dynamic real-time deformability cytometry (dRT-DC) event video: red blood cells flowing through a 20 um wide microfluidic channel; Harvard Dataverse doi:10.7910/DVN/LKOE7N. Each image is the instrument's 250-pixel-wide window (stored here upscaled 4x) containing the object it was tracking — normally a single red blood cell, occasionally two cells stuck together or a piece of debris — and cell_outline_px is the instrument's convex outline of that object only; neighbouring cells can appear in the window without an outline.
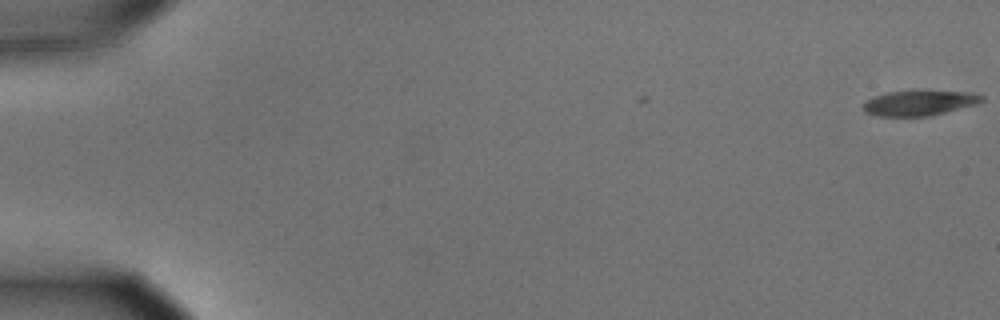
{"species": "common noctule bat (a hibernating species)", "species_latin": "Nyctalus noctula", "temperature_condition": "cold", "stored_images_in_passage": 10, "camera_frame_rate_fps": 3000, "um_per_image_px": 0.085, "animal": {"sex": "male", "body_mass_g": 15.6}, "frame": {"image": 1, "passage_image": 1, "time_ms": 0.0, "image_size_px": [1000, 320], "cell_outline_px": [[984, 100], [976, 104], [928, 116], [880, 116], [864, 112], [864, 104], [868, 100], [876, 96], [888, 92], [976, 92], [984, 96]], "centroid_in_image_um": [78.18, 8.76], "position_along_channel_um": 6.8, "area_um2": 16.76}}